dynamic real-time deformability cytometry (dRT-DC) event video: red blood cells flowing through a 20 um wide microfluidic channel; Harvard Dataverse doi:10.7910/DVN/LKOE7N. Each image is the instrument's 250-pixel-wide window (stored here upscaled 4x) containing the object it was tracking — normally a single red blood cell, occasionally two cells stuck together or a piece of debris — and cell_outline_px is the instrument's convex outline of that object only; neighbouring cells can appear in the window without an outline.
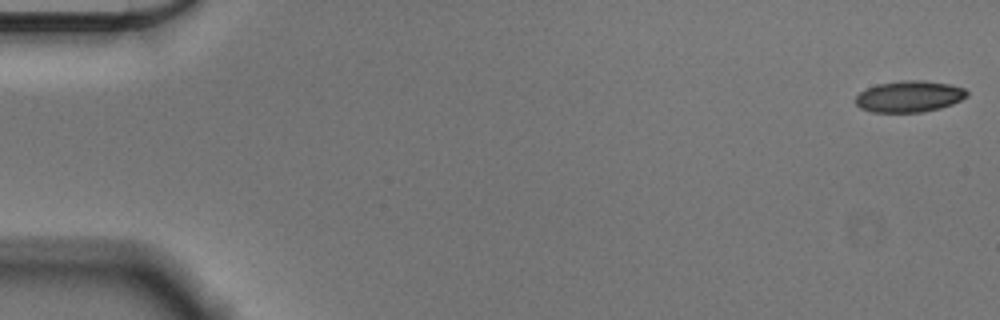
{"species": "Egyptian fruit bat (a non-hibernating species)", "species_latin": "Rousettus aegyptiacus", "temperature_condition": "cold", "stored_images_in_passage": 14, "camera_frame_rate_fps": 3000, "um_per_image_px": 0.085, "animal": {"sex": "male"}, "frame": {"image": 1, "passage_image": 1, "time_ms": 0.0, "image_size_px": [1000, 320], "cell_outline_px": [[968, 96], [952, 104], [940, 108], [924, 112], [872, 112], [860, 108], [856, 104], [856, 96], [860, 92], [876, 84], [900, 80], [924, 80], [948, 84], [964, 88], [968, 92]], "centroid_in_image_um": [77.29, 8.19], "position_along_channel_um": 7.7, "area_um2": 20.4}}